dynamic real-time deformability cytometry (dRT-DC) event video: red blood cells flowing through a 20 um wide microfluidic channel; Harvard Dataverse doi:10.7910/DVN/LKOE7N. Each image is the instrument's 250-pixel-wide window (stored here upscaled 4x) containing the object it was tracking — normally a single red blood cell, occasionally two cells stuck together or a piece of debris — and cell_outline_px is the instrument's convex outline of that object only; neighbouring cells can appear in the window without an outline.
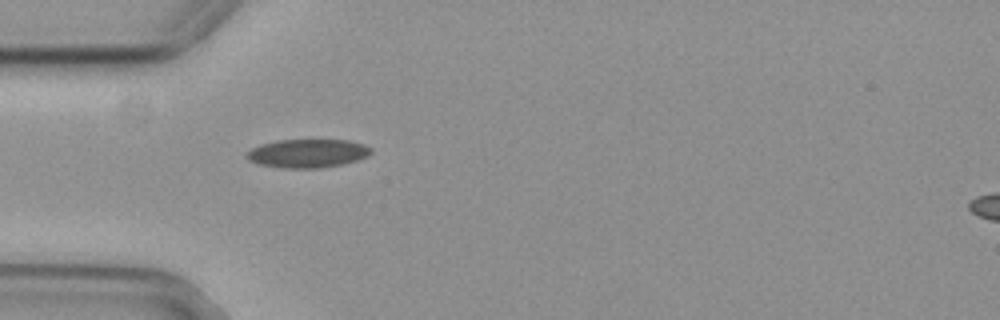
{"species": "common noctule bat (a hibernating species)", "species_latin": "Nyctalus noctula", "temperature_condition": "cold", "stored_images_in_passage": 30, "camera_frame_rate_fps": 3000, "um_per_image_px": 0.085, "animal": {"sex": "female", "body_mass_g": 29.2, "forearm_length_mm": 56.3}, "frame": {"image": 1, "passage_image": 1, "time_ms": 0.0, "image_size_px": [1000, 320], "cell_outline_px": [[372, 152], [368, 156], [344, 164], [320, 168], [284, 168], [256, 164], [248, 160], [244, 156], [252, 148], [260, 144], [276, 140], [348, 140], [364, 144], [372, 148]], "centroid_in_image_um": [26.13, 13.04], "position_along_channel_um": 58.9, "area_um2": 20.87}}
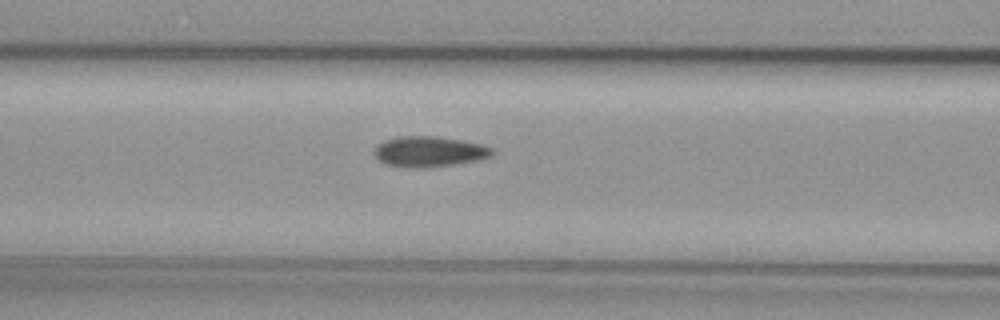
{"frame": {"image": 2, "passage_image": 7, "time_ms": 2.0, "image_size_px": [1000, 320], "cell_outline_px": [[496, 152], [492, 156], [476, 160], [452, 164], [424, 168], [408, 168], [384, 164], [372, 152], [376, 144], [384, 140], [400, 136], [436, 136], [464, 140], [484, 144], [492, 148]], "centroid_in_image_um": [36.47, 12.87], "position_along_channel_um": 130.1, "area_um2": 21.27}}
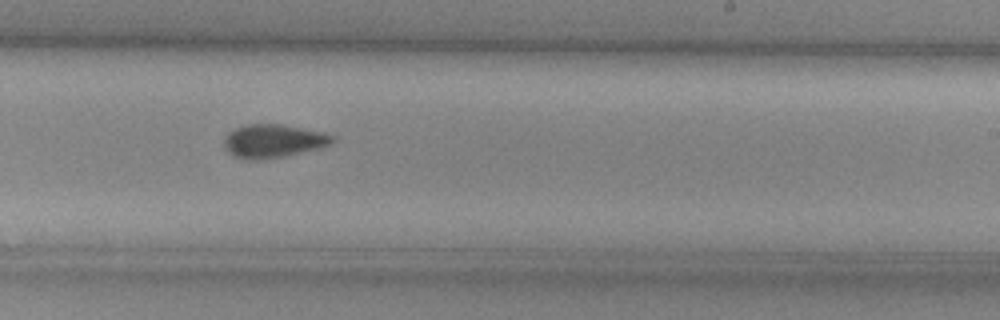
{"frame": {"image": 3, "passage_image": 18, "time_ms": 5.667, "image_size_px": [1000, 320], "cell_outline_px": [[336, 140], [332, 144], [284, 156], [256, 160], [244, 160], [228, 152], [224, 144], [224, 136], [228, 132], [244, 124], [280, 124], [324, 132], [336, 136]], "centroid_in_image_um": [23.22, 11.97], "position_along_channel_um": 265.8, "area_um2": 21.04}}